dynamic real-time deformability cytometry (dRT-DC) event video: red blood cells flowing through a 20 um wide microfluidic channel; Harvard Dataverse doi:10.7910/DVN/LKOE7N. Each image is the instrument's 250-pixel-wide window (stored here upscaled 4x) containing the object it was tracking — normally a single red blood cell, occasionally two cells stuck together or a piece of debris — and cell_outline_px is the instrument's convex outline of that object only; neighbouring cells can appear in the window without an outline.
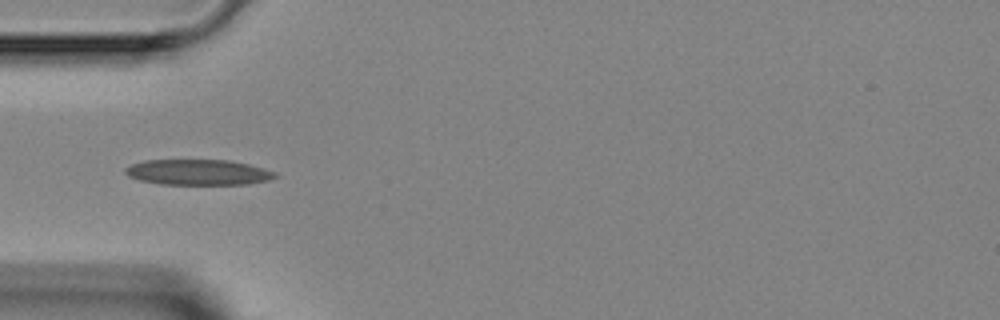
{"species": "Egyptian fruit bat (a non-hibernating species)", "species_latin": "Rousettus aegyptiacus", "temperature_condition": "room temperature", "stored_images_in_passage": 1, "camera_frame_rate_fps": 3000, "um_per_image_px": 0.085, "animal": {"sex": "female"}, "frame": {"image": 1, "passage_image": 1, "time_ms": 0.0, "image_size_px": [1000, 320], "cell_outline_px": [[280, 176], [268, 180], [248, 184], [160, 184], [140, 180], [128, 176], [124, 172], [124, 168], [132, 164], [144, 160], [228, 160], [248, 164], [276, 172]], "centroid_in_image_um": [16.84, 14.64], "position_along_channel_um": 68.2, "area_um2": 22.31}}